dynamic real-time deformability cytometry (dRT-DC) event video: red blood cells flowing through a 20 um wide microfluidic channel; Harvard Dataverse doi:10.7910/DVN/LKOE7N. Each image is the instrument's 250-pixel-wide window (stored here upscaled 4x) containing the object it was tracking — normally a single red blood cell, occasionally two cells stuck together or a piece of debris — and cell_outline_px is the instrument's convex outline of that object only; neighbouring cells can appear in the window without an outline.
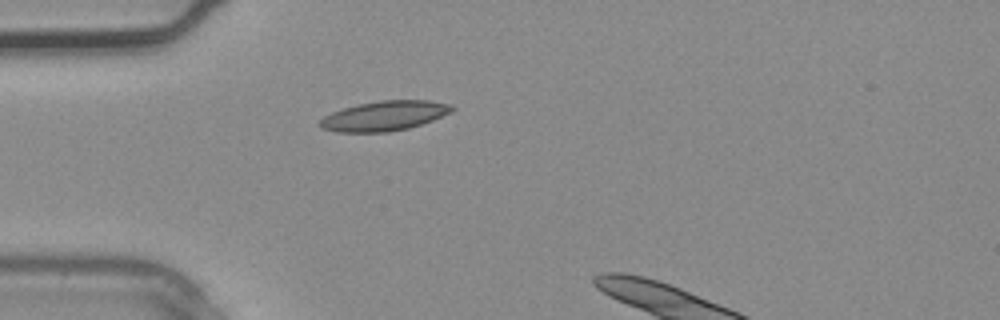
{"species": "common noctule bat (a hibernating species)", "species_latin": "Nyctalus noctula", "temperature_condition": "warm", "stored_images_in_passage": 4, "camera_frame_rate_fps": 3000, "um_per_image_px": 0.085, "animal": {"sex": "male", "body_mass_g": 20.4}, "frame": {"image": 1, "passage_image": 3, "time_ms": 0.667, "image_size_px": [1000, 320], "cell_outline_px": [[456, 108], [452, 112], [432, 120], [408, 128], [388, 132], [336, 132], [320, 128], [320, 120], [324, 116], [332, 112], [344, 108], [360, 104], [380, 100], [428, 100], [452, 104]], "centroid_in_image_um": [32.69, 9.84], "position_along_channel_um": 52.3, "area_um2": 22.89}}